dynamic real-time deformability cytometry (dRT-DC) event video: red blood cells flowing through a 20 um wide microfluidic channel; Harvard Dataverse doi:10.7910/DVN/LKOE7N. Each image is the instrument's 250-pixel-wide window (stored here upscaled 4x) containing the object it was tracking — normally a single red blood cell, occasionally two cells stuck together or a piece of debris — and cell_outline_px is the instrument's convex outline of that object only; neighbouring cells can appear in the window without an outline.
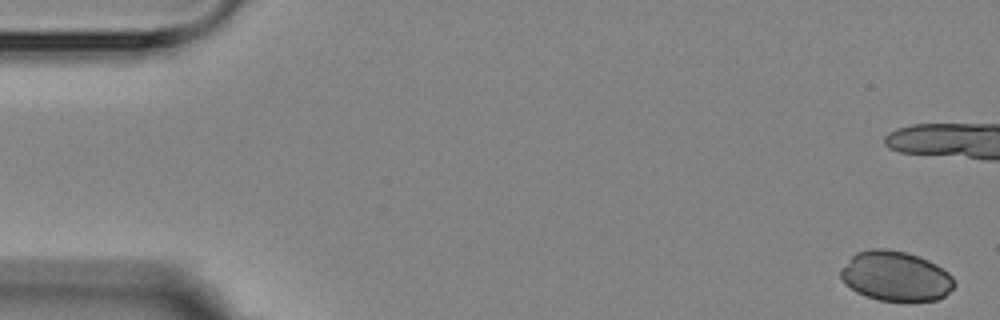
{"species": "Egyptian fruit bat (a non-hibernating species)", "species_latin": "Rousettus aegyptiacus", "temperature_condition": "room temperature", "stored_images_in_passage": 13, "camera_frame_rate_fps": 3000, "um_per_image_px": 0.085, "animal": {"sex": "female"}, "frame": {"image": 1, "passage_image": 1, "time_ms": 0.0, "image_size_px": [1000, 320], "cell_outline_px": [[956, 284], [944, 296], [936, 300], [880, 300], [856, 292], [844, 284], [840, 276], [840, 268], [856, 252], [872, 248], [884, 248], [908, 252], [928, 260], [936, 264], [948, 272], [952, 276]], "centroid_in_image_um": [76.11, 23.45], "position_along_channel_um": 8.9, "area_um2": 32.95}}